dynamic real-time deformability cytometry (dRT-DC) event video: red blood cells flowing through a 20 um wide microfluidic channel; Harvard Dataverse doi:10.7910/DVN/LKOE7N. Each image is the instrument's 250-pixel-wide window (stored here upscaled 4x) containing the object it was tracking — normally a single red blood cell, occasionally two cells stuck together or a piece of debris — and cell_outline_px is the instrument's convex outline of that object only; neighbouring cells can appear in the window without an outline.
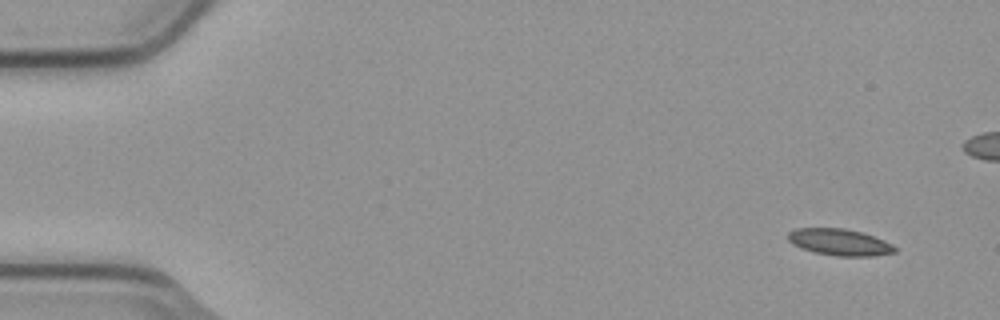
{"species": "common noctule bat (a hibernating species)", "species_latin": "Nyctalus noctula", "temperature_condition": "cold", "stored_images_in_passage": 7, "camera_frame_rate_fps": 3000, "um_per_image_px": 0.085, "animal": {"sex": "male", "body_mass_g": 23.1, "forearm_length_mm": 52.7}, "frame": {"image": 1, "passage_image": 1, "time_ms": 0.0, "image_size_px": [1000, 320], "cell_outline_px": [[896, 252], [876, 256], [836, 256], [816, 252], [800, 248], [792, 244], [788, 240], [788, 232], [796, 228], [844, 228], [864, 232], [884, 240], [892, 244], [896, 248]], "centroid_in_image_um": [71.38, 20.58], "position_along_channel_um": 13.6, "area_um2": 16.7}}
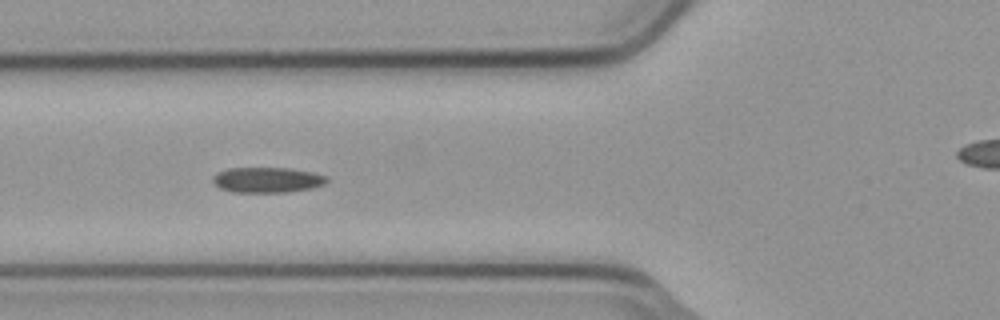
{"frame": {"image": 2, "passage_image": 6, "time_ms": 1.667, "image_size_px": [1000, 320], "cell_outline_px": [[328, 180], [324, 184], [312, 188], [288, 192], [232, 192], [220, 188], [212, 180], [212, 176], [216, 172], [228, 168], [288, 168], [312, 172], [328, 176]], "centroid_in_image_um": [22.71, 15.29], "position_along_channel_um": 103.1, "area_um2": 16.94}}
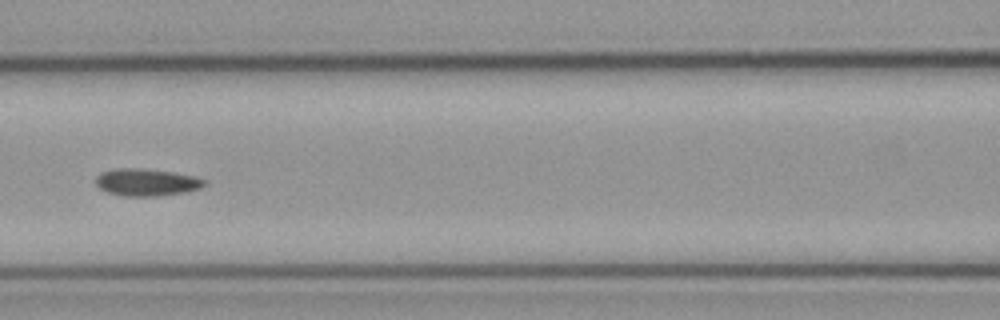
{"frame": {"image": 3, "passage_image": 7, "time_ms": 2.0, "image_size_px": [1000, 320], "cell_outline_px": [[208, 184], [200, 188], [184, 192], [156, 196], [124, 196], [108, 192], [100, 188], [96, 184], [96, 176], [100, 172], [116, 168], [144, 168], [172, 172], [196, 176], [208, 180]], "centroid_in_image_um": [12.49, 15.48], "position_along_channel_um": 154.1, "area_um2": 17.4}}